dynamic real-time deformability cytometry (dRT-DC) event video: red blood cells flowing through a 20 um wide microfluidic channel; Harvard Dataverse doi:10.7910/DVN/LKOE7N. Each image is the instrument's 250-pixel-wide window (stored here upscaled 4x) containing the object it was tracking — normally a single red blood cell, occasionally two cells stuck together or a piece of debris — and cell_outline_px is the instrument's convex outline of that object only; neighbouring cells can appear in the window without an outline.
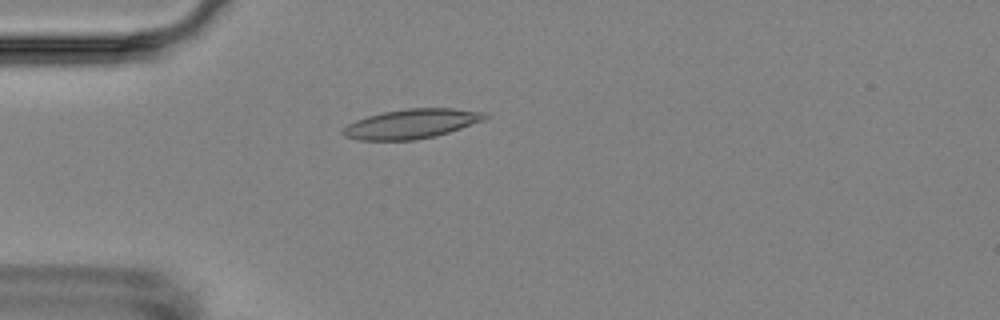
{"species": "Egyptian fruit bat (a non-hibernating species)", "species_latin": "Rousettus aegyptiacus", "temperature_condition": "room temperature", "stored_images_in_passage": 3, "camera_frame_rate_fps": 3000, "um_per_image_px": 0.085, "animal": {"sex": "female"}, "frame": {"image": 1, "passage_image": 2, "time_ms": 1.0, "image_size_px": [1000, 320], "cell_outline_px": [[488, 116], [484, 120], [436, 136], [416, 140], [360, 140], [344, 136], [340, 132], [348, 124], [356, 120], [368, 116], [384, 112], [408, 108], [452, 108], [484, 112]], "centroid_in_image_um": [34.96, 10.52], "position_along_channel_um": 50.0, "area_um2": 24.22}}